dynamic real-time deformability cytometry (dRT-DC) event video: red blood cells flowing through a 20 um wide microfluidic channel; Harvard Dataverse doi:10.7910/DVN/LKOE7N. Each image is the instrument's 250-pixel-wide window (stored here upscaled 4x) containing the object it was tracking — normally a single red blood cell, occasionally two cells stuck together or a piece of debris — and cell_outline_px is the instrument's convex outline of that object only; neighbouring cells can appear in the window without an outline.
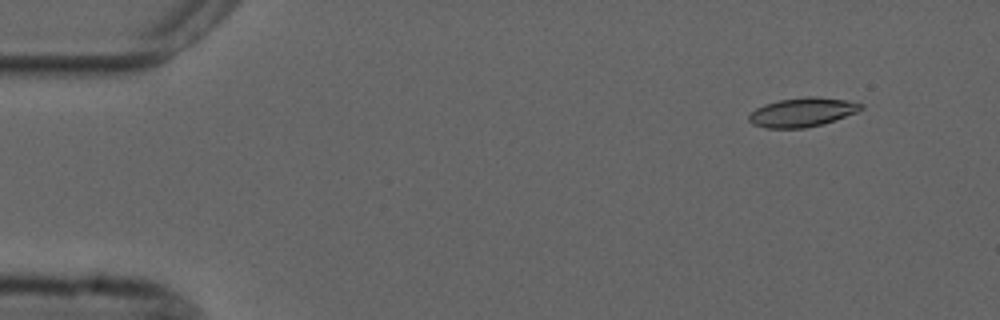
{"species": "common noctule bat (a hibernating species)", "species_latin": "Nyctalus noctula", "temperature_condition": "cold", "stored_images_in_passage": 4, "camera_frame_rate_fps": 3000, "um_per_image_px": 0.085, "animal": {"sex": "male", "forearm_length_mm": 52.5}, "frame": {"image": 1, "passage_image": 1, "time_ms": 0.0, "image_size_px": [1000, 320], "cell_outline_px": [[864, 108], [856, 112], [824, 124], [804, 128], [764, 128], [752, 124], [748, 120], [748, 116], [756, 108], [764, 104], [780, 100], [808, 96], [812, 96], [844, 100], [864, 104]], "centroid_in_image_um": [68.18, 9.55], "position_along_channel_um": 16.8, "area_um2": 18.9}}
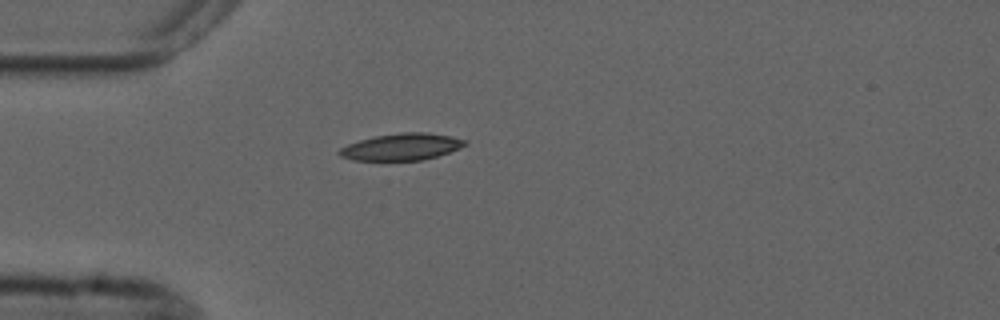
{"frame": {"image": 2, "passage_image": 4, "time_ms": 3.333, "image_size_px": [1000, 320], "cell_outline_px": [[468, 144], [460, 148], [436, 156], [420, 160], [352, 160], [340, 156], [336, 152], [340, 148], [348, 144], [360, 140], [376, 136], [400, 132], [428, 132], [452, 136], [468, 140]], "centroid_in_image_um": [34.15, 12.47], "position_along_channel_um": 50.9, "area_um2": 19.65}}